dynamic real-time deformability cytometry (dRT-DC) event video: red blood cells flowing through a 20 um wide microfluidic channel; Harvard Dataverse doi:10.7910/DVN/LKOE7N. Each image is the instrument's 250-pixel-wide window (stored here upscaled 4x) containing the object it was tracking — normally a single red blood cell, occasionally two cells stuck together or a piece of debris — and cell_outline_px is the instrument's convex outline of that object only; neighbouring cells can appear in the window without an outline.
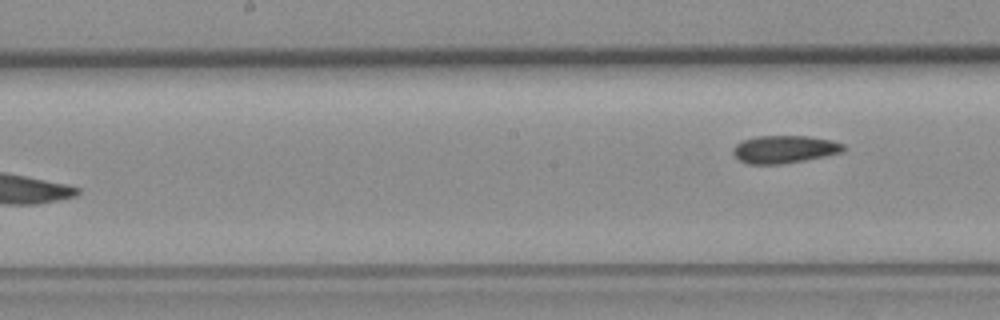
{"species": "common noctule bat (a hibernating species)", "species_latin": "Nyctalus noctula", "temperature_condition": "room temperature", "stored_images_in_passage": 7, "camera_frame_rate_fps": 3000, "um_per_image_px": 0.085, "animal": {"sex": "female", "body_mass_g": 19.3, "forearm_length_mm": 54.1}, "frame": {"image": 1, "passage_image": 7, "time_ms": 7.0, "image_size_px": [1000, 320], "cell_outline_px": [[844, 152], [804, 160], [780, 164], [748, 164], [740, 160], [732, 152], [732, 148], [736, 144], [744, 140], [756, 136], [808, 136], [832, 140], [844, 144]], "centroid_in_image_um": [66.68, 12.68], "position_along_channel_um": 181.5, "area_um2": 17.74}}